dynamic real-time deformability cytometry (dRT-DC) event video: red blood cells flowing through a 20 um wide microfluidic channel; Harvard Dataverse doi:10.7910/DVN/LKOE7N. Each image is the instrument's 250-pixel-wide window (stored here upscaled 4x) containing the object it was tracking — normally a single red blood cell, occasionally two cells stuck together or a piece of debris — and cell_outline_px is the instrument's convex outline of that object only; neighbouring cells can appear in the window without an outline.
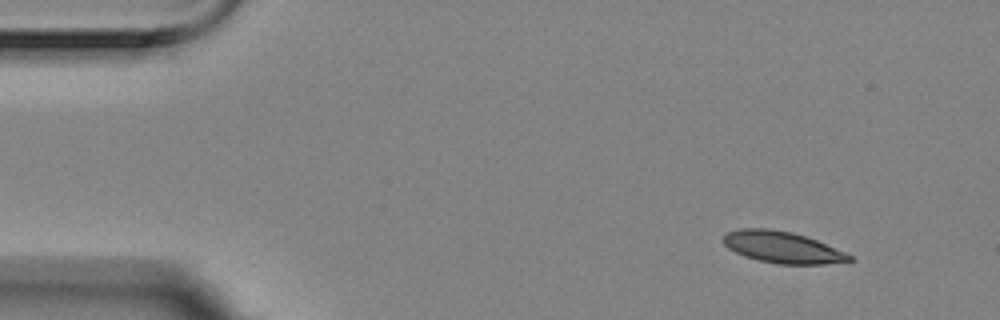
{"species": "Egyptian fruit bat (a non-hibernating species)", "species_latin": "Rousettus aegyptiacus", "temperature_condition": "room temperature", "stored_images_in_passage": 3, "camera_frame_rate_fps": 3000, "um_per_image_px": 0.085, "animal": {"sex": "female"}, "frame": {"image": 1, "passage_image": 1, "time_ms": 0.0, "image_size_px": [1000, 320], "cell_outline_px": [[856, 260], [824, 264], [780, 264], [760, 260], [744, 256], [728, 248], [720, 240], [724, 232], [740, 228], [768, 228], [792, 232], [816, 240], [844, 252], [852, 256]], "centroid_in_image_um": [66.44, 21.0], "position_along_channel_um": 18.6, "area_um2": 23.18}}
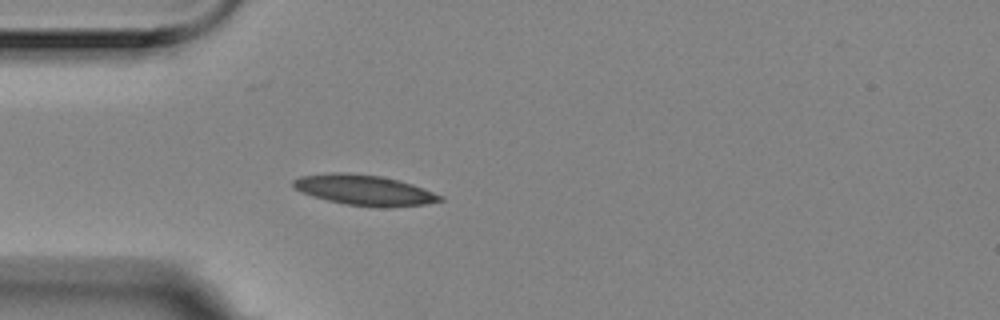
{"frame": {"image": 2, "passage_image": 3, "time_ms": 0.667, "image_size_px": [1000, 320], "cell_outline_px": [[444, 200], [424, 204], [388, 208], [384, 208], [348, 204], [328, 200], [300, 192], [292, 184], [292, 180], [300, 176], [332, 172], [348, 172], [380, 176], [412, 184], [424, 188], [444, 196]], "centroid_in_image_um": [30.98, 16.15], "position_along_channel_um": 54.0, "area_um2": 25.95}}